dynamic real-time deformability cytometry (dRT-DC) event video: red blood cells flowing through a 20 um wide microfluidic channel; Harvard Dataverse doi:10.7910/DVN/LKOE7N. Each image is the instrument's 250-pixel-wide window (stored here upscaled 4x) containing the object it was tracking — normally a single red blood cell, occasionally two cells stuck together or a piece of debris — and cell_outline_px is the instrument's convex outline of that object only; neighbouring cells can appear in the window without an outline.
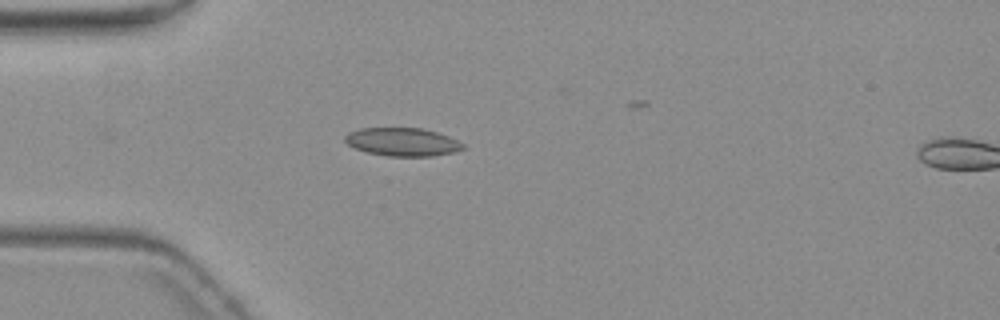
{"species": "common noctule bat (a hibernating species)", "species_latin": "Nyctalus noctula", "temperature_condition": "warm", "stored_images_in_passage": 2, "camera_frame_rate_fps": 3000, "um_per_image_px": 0.085, "animal": {"sex": "female", "body_mass_g": 19.3, "forearm_length_mm": 54.1}, "frame": {"image": 1, "passage_image": 1, "time_ms": 0.0, "image_size_px": [1000, 320], "cell_outline_px": [[464, 148], [456, 152], [432, 156], [388, 156], [368, 152], [356, 148], [348, 144], [344, 140], [344, 136], [348, 132], [360, 128], [424, 128], [448, 136], [464, 144]], "centroid_in_image_um": [34.21, 12.06], "position_along_channel_um": 50.8, "area_um2": 19.36}}